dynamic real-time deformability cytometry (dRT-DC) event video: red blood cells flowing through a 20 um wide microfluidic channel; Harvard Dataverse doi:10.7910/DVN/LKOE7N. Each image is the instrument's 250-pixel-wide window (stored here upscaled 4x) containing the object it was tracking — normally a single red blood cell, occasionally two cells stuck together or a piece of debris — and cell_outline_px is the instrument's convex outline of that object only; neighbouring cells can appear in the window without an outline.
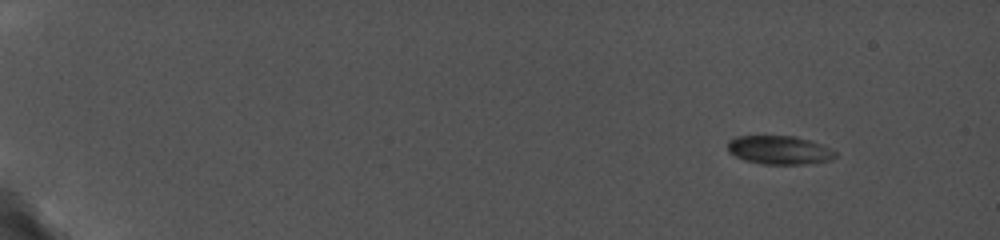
{"species": "common noctule bat (a hibernating species)", "species_latin": "Nyctalus noctula", "temperature_condition": "cold", "stored_images_in_passage": 33, "camera_frame_rate_fps": 5000, "um_per_image_px": 0.085, "animal": {"sex": "female", "body_mass_g": 19.0, "forearm_length_mm": 56.7}, "frame": {"image": 1, "passage_image": 1, "time_ms": 0.0, "image_size_px": [1000, 240], "cell_outline_px": [[836, 156], [832, 160], [804, 164], [760, 164], [744, 160], [728, 152], [728, 140], [736, 136], [796, 136], [812, 140], [836, 152]], "centroid_in_image_um": [66.23, 12.75], "position_along_channel_um": 18.8, "area_um2": 18.03}}
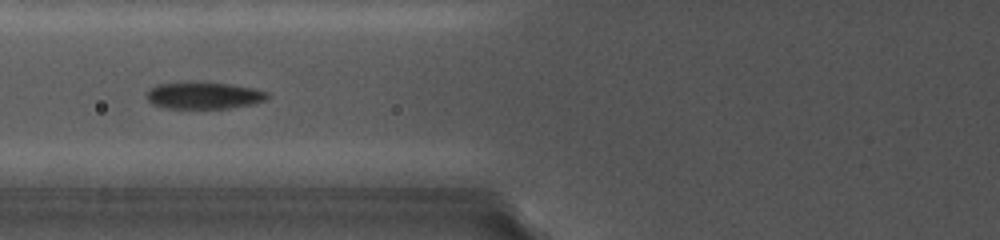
{"frame": {"image": 2, "passage_image": 13, "time_ms": 6.6, "image_size_px": [1000, 240], "cell_outline_px": [[272, 96], [264, 100], [252, 104], [228, 108], [164, 108], [152, 104], [148, 100], [148, 88], [156, 84], [232, 84], [252, 88], [268, 92]], "centroid_in_image_um": [17.35, 8.14], "position_along_channel_um": 108.4, "area_um2": 18.32}}
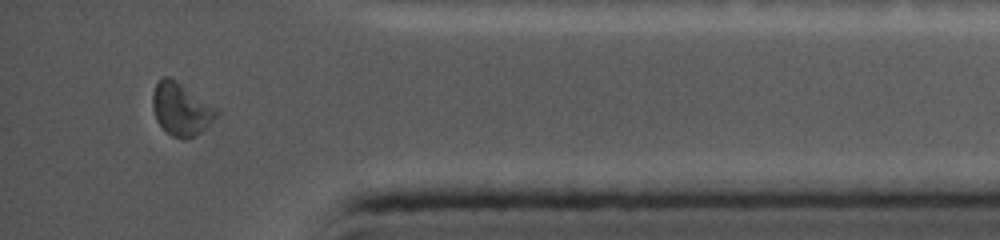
{"frame": {"image": 3, "passage_image": 30, "time_ms": 15.0, "image_size_px": [1000, 240], "cell_outline_px": [[220, 116], [200, 132], [192, 136], [172, 136], [156, 120], [152, 108], [152, 92], [156, 84], [164, 76], [168, 76], [176, 80], [216, 108], [220, 112]], "centroid_in_image_um": [15.39, 9.24], "position_along_channel_um": 419.8, "area_um2": 19.19}}